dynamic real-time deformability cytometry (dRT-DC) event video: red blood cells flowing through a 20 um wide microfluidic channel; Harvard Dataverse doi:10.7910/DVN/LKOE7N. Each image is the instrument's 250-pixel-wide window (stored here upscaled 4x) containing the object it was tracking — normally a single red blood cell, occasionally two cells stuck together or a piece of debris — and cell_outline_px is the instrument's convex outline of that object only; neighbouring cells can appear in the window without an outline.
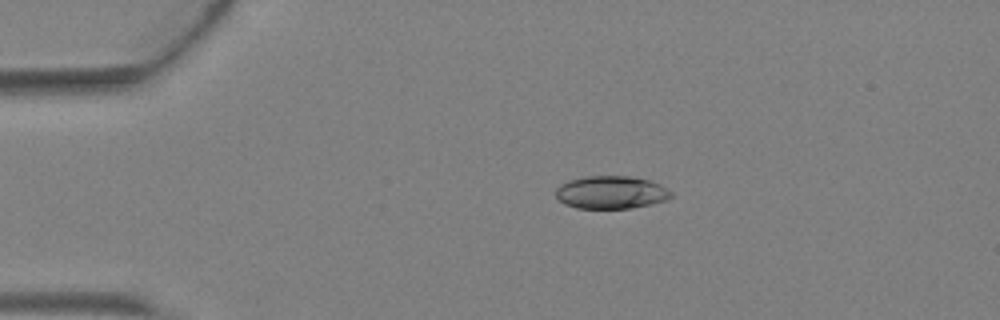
{"species": "Egyptian fruit bat (a non-hibernating species)", "species_latin": "Rousettus aegyptiacus", "temperature_condition": "warm", "stored_images_in_passage": 3, "camera_frame_rate_fps": 3000, "um_per_image_px": 0.085, "animal": {"sex": "female"}, "frame": {"image": 1, "passage_image": 2, "time_ms": 0.333, "image_size_px": [1000, 320], "cell_outline_px": [[672, 196], [668, 200], [652, 204], [632, 208], [576, 208], [564, 204], [556, 196], [556, 188], [560, 184], [568, 180], [584, 176], [628, 176], [648, 180], [660, 184], [672, 192]], "centroid_in_image_um": [51.94, 16.35], "position_along_channel_um": 33.1, "area_um2": 22.2}}